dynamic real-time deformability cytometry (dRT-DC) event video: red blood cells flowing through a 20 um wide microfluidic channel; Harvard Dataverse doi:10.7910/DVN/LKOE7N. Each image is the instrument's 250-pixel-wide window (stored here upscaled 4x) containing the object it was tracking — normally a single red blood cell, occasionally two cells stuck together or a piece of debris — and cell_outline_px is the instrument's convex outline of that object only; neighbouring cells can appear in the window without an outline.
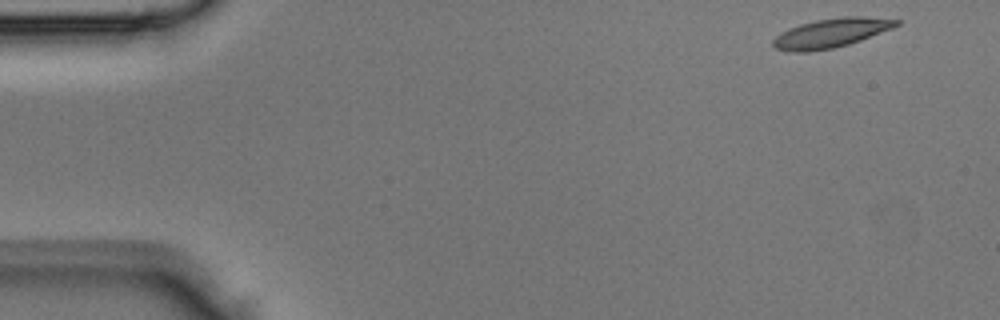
{"species": "Egyptian fruit bat (a non-hibernating species)", "species_latin": "Rousettus aegyptiacus", "temperature_condition": "room temperature", "stored_images_in_passage": 42, "camera_frame_rate_fps": 3000, "um_per_image_px": 0.085, "animal": {"sex": "male"}, "frame": {"image": 1, "passage_image": 1, "time_ms": 0.0, "image_size_px": [1000, 320], "cell_outline_px": [[900, 24], [892, 28], [860, 40], [848, 44], [832, 48], [808, 52], [792, 52], [776, 48], [772, 44], [772, 40], [776, 36], [788, 28], [800, 24], [816, 20], [844, 16], [860, 16], [900, 20]], "centroid_in_image_um": [70.61, 2.8], "position_along_channel_um": 14.4, "area_um2": 20.75}}
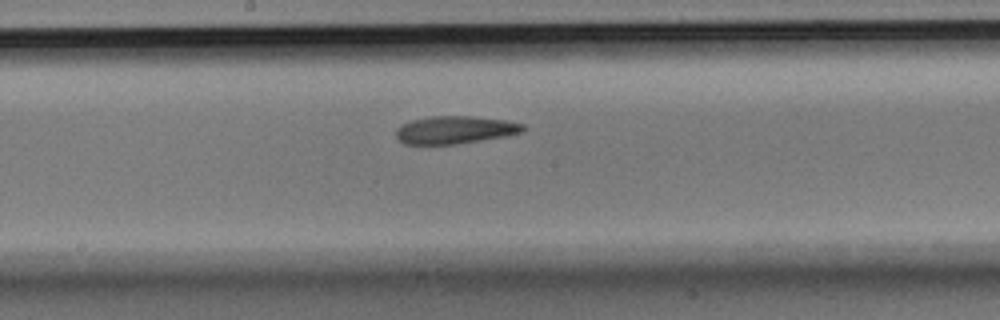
{"frame": {"image": 2, "passage_image": 21, "time_ms": 6.667, "image_size_px": [1000, 320], "cell_outline_px": [[528, 128], [524, 132], [504, 136], [456, 144], [404, 144], [396, 136], [396, 128], [400, 124], [412, 120], [432, 116], [472, 116], [508, 120], [524, 124]], "centroid_in_image_um": [38.7, 11.03], "position_along_channel_um": 209.5, "area_um2": 20.63}}
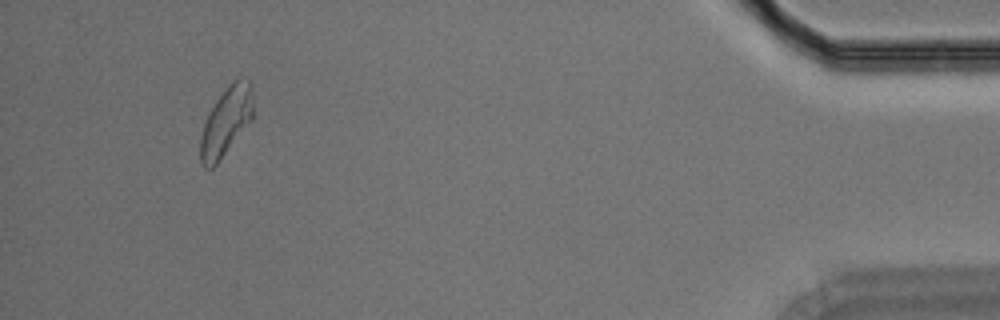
{"frame": {"image": 3, "passage_image": 39, "time_ms": 12.667, "image_size_px": [1000, 320], "cell_outline_px": [[252, 120], [216, 164], [212, 168], [204, 168], [200, 164], [200, 136], [204, 120], [208, 112], [216, 100], [228, 84], [232, 80], [240, 76], [248, 80], [252, 84]], "centroid_in_image_um": [19.2, 10.3], "position_along_channel_um": 416.0, "area_um2": 21.33}}